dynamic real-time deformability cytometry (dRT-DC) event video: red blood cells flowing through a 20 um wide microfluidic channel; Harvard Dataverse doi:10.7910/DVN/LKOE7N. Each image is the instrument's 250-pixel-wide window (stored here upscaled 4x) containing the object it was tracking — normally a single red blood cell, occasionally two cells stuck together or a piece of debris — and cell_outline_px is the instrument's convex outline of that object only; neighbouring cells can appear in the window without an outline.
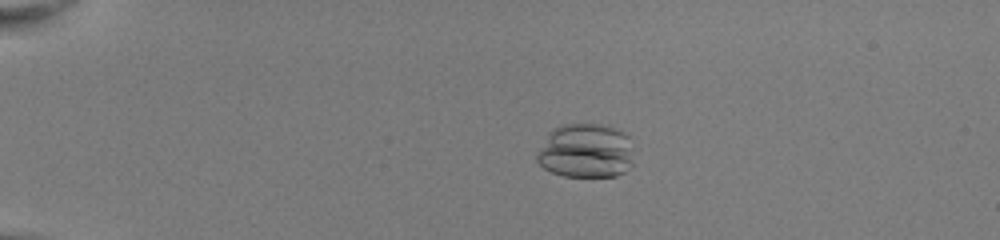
{"species": "common noctule bat (a hibernating species)", "species_latin": "Nyctalus noctula", "temperature_condition": "room temperature", "stored_images_in_passage": 53, "camera_frame_rate_fps": 3000, "um_per_image_px": 0.085, "animal": {"sex": "female", "body_mass_g": 22.0, "forearm_length_mm": 56.7}, "frame": {"image": 1, "passage_image": 13, "time_ms": 4.0, "image_size_px": [1000, 240], "cell_outline_px": [[632, 164], [624, 172], [616, 176], [564, 176], [552, 172], [544, 168], [536, 160], [536, 152], [552, 132], [556, 128], [572, 124], [596, 124], [612, 128], [628, 136], [632, 160]], "centroid_in_image_um": [49.78, 12.86], "position_along_channel_um": 35.2, "area_um2": 29.94}}
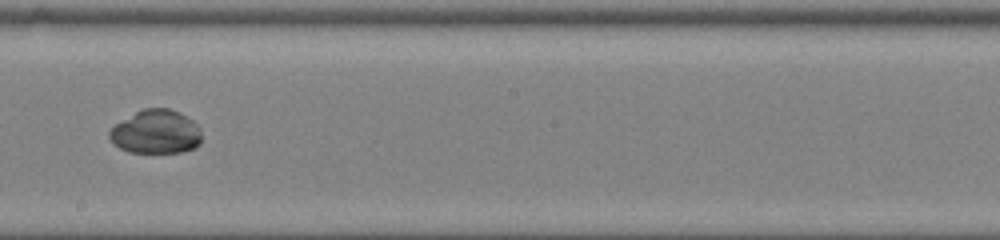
{"frame": {"image": 2, "passage_image": 33, "time_ms": 10.667, "image_size_px": [1000, 240], "cell_outline_px": [[200, 144], [196, 148], [180, 152], [128, 152], [120, 148], [108, 136], [108, 132], [116, 124], [136, 112], [144, 108], [168, 108], [180, 112], [192, 120], [200, 128]], "centroid_in_image_um": [13.28, 11.21], "position_along_channel_um": 234.9, "area_um2": 23.35}}
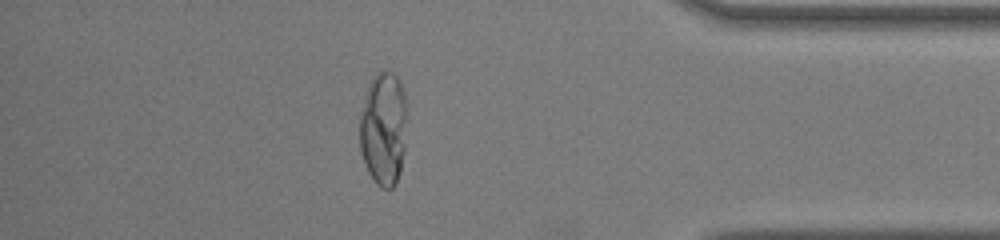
{"frame": {"image": 3, "passage_image": 47, "time_ms": 15.333, "image_size_px": [1000, 240], "cell_outline_px": [[404, 152], [400, 172], [396, 184], [392, 188], [380, 188], [376, 184], [368, 172], [360, 148], [360, 116], [368, 84], [372, 76], [388, 68], [400, 80], [404, 92]], "centroid_in_image_um": [32.58, 10.93], "position_along_channel_um": 402.6, "area_um2": 31.1}}